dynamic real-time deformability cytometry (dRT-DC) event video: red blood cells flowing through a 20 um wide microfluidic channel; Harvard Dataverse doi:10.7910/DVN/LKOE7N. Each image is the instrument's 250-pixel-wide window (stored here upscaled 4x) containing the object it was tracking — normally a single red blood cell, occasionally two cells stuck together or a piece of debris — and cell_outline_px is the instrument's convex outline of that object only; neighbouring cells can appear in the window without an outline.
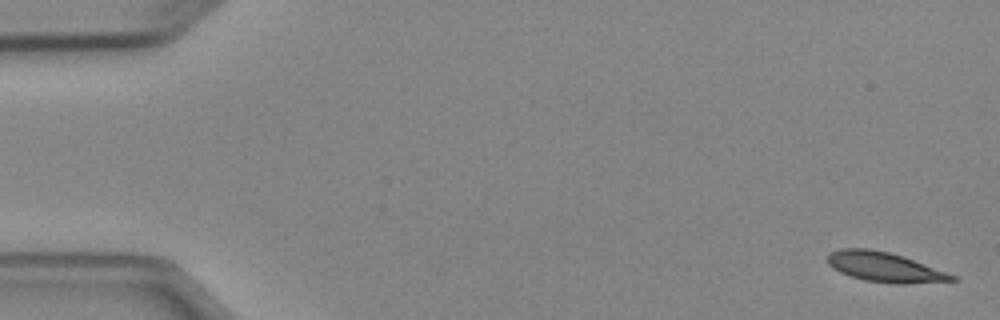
{"species": "Egyptian fruit bat (a non-hibernating species)", "species_latin": "Rousettus aegyptiacus", "temperature_condition": "cold", "stored_images_in_passage": 5, "camera_frame_rate_fps": 3000, "um_per_image_px": 0.085, "animal": {"sex": "female"}, "frame": {"image": 1, "passage_image": 1, "time_ms": 0.0, "image_size_px": [1000, 320], "cell_outline_px": [[960, 280], [904, 284], [892, 284], [864, 280], [840, 272], [832, 268], [828, 264], [828, 252], [840, 248], [868, 248], [888, 252], [904, 256], [956, 276]], "centroid_in_image_um": [75.17, 22.7], "position_along_channel_um": 9.8, "area_um2": 21.62}}
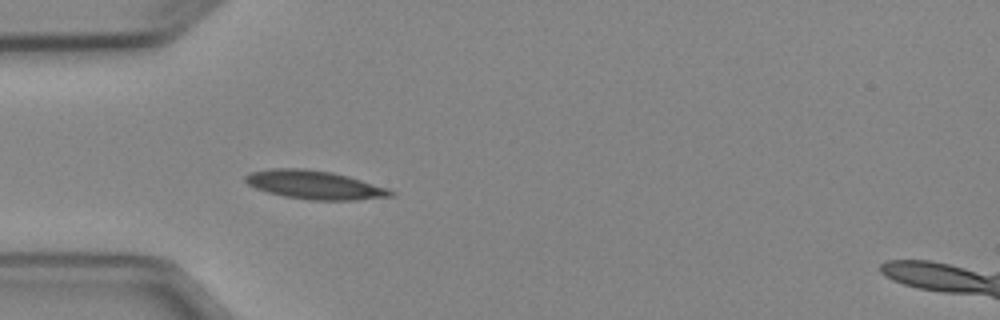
{"frame": {"image": 2, "passage_image": 5, "time_ms": 4.667, "image_size_px": [1000, 320], "cell_outline_px": [[396, 196], [356, 200], [312, 200], [284, 196], [268, 192], [256, 188], [248, 184], [244, 180], [244, 176], [252, 172], [272, 168], [304, 168], [332, 172], [348, 176], [388, 188], [396, 192]], "centroid_in_image_um": [26.78, 15.71], "position_along_channel_um": 58.2, "area_um2": 24.22}}